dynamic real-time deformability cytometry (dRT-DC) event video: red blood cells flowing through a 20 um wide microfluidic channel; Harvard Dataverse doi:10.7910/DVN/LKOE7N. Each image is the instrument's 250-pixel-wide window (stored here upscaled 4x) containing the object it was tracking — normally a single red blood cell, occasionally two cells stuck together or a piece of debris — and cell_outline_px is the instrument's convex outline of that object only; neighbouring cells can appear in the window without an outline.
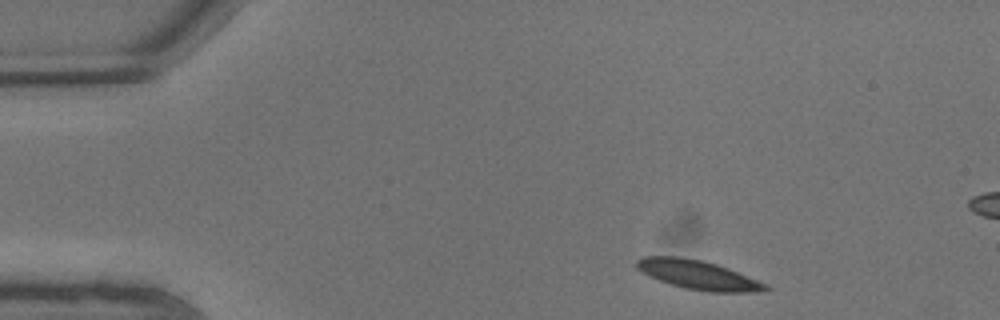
{"species": "common noctule bat (a hibernating species)", "species_latin": "Nyctalus noctula", "temperature_condition": "warm", "stored_images_in_passage": 5, "segment_of_instrument_passage": [1, 2], "camera_frame_rate_fps": 3000, "um_per_image_px": 0.085, "animal": {"sex": "male", "body_mass_g": 13.3}, "frame": {"image": 1, "passage_image": 1, "time_ms": 0.0, "image_size_px": [1000, 320], "cell_outline_px": [[772, 288], [764, 292], [708, 292], [684, 288], [660, 280], [636, 268], [636, 260], [644, 256], [680, 256], [700, 260], [716, 264], [728, 268], [768, 284]], "centroid_in_image_um": [59.4, 23.37], "position_along_channel_um": 25.6, "area_um2": 21.79}}